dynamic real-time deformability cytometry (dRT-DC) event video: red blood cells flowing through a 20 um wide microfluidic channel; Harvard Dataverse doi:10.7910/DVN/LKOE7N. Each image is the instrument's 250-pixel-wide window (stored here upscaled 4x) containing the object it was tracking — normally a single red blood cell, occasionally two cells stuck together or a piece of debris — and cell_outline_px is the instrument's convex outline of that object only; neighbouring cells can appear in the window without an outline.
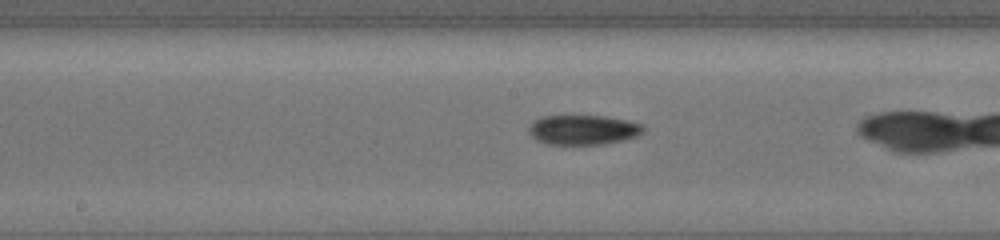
{"species": "common noctule bat (a hibernating species)", "species_latin": "Nyctalus noctula", "temperature_condition": "cold", "stored_images_in_passage": 41, "camera_frame_rate_fps": 3000, "um_per_image_px": 0.085, "animal": {"sex": "female", "body_mass_g": 19.5, "forearm_length_mm": 54.1}, "frame": {"image": 1, "passage_image": 26, "time_ms": 8.333, "image_size_px": [1000, 240], "cell_outline_px": [[644, 132], [636, 136], [604, 144], [548, 144], [532, 136], [528, 128], [536, 120], [544, 116], [604, 116], [644, 124]], "centroid_in_image_um": [49.61, 11.03], "position_along_channel_um": 198.6, "area_um2": 19.42}}
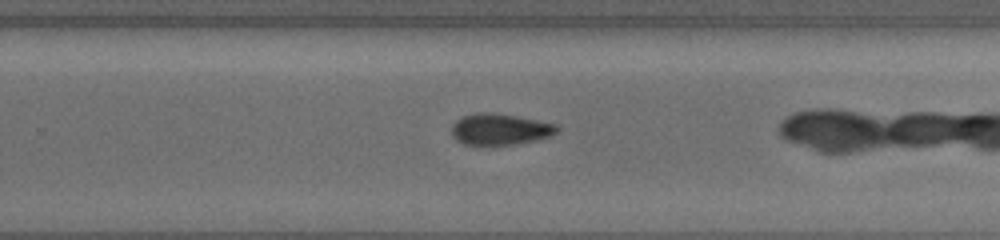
{"frame": {"image": 2, "passage_image": 33, "time_ms": 10.667, "image_size_px": [1000, 240], "cell_outline_px": [[560, 128], [556, 132], [548, 136], [536, 140], [512, 144], [476, 148], [464, 144], [456, 140], [452, 136], [452, 124], [456, 120], [464, 116], [480, 112], [516, 116], [556, 124]], "centroid_in_image_um": [42.43, 11.04], "position_along_channel_um": 287.4, "area_um2": 19.42}}
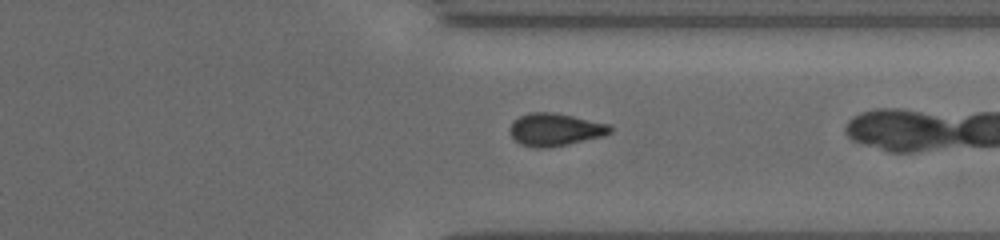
{"frame": {"image": 3, "passage_image": 39, "time_ms": 12.667, "image_size_px": [1000, 240], "cell_outline_px": [[612, 132], [600, 136], [568, 144], [544, 148], [536, 148], [520, 144], [512, 136], [512, 124], [520, 116], [532, 112], [552, 112], [572, 116], [608, 124], [612, 128]], "centroid_in_image_um": [47.19, 11.01], "position_along_channel_um": 364.2, "area_um2": 18.5}}